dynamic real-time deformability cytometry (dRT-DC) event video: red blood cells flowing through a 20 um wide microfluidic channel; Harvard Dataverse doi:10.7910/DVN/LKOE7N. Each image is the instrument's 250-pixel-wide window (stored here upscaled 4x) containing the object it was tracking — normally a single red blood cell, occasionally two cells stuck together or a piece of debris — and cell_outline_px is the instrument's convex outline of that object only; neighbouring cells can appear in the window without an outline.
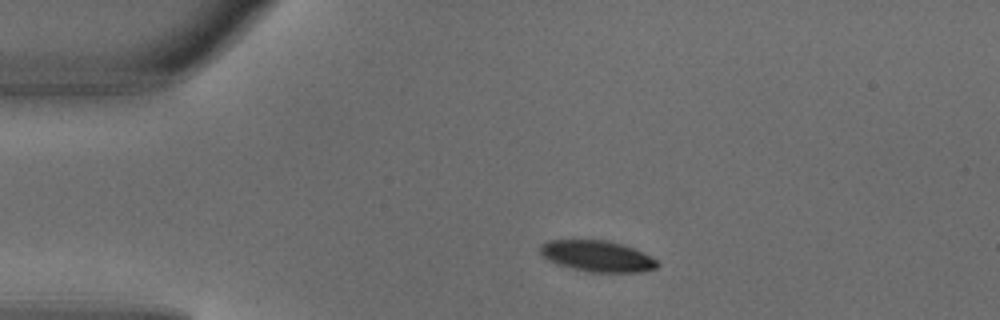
{"species": "common noctule bat (a hibernating species)", "species_latin": "Nyctalus noctula", "temperature_condition": "warm", "stored_images_in_passage": 3, "camera_frame_rate_fps": 3000, "um_per_image_px": 0.085, "animal": {"sex": "male", "body_mass_g": 18.8}, "frame": {"image": 1, "passage_image": 2, "time_ms": 0.333, "image_size_px": [1000, 320], "cell_outline_px": [[660, 264], [656, 268], [640, 272], [588, 272], [572, 268], [548, 260], [540, 252], [540, 244], [548, 240], [604, 240], [620, 244], [632, 248], [656, 260]], "centroid_in_image_um": [50.74, 21.77], "position_along_channel_um": 34.3, "area_um2": 20.87}}